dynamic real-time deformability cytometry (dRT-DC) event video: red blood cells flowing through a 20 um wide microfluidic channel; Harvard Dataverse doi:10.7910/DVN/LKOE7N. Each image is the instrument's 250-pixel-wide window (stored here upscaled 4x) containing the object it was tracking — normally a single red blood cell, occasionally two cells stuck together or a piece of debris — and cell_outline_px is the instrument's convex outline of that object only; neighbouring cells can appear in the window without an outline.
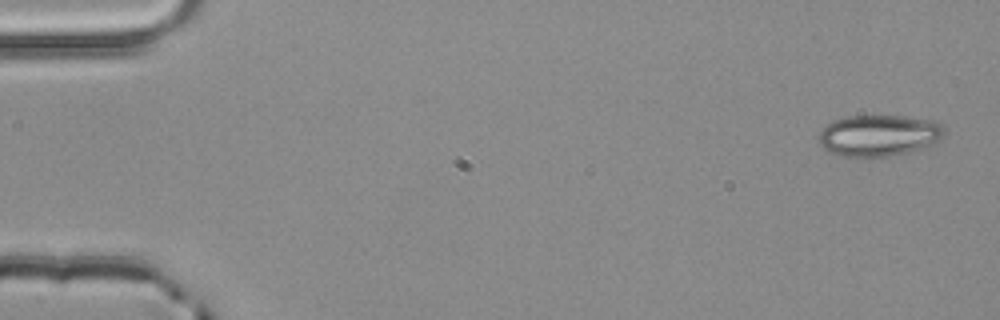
{"species": "common noctule bat (a hibernating species)", "species_latin": "Nyctalus noctula", "temperature_condition": "room temperature", "stored_images_in_passage": 4, "camera_frame_rate_fps": 3000, "um_per_image_px": 0.085, "animal": {"sex": "male", "body_mass_g": 20.4}, "frame": {"image": 1, "passage_image": 1, "time_ms": 0.0, "image_size_px": [1000, 320], "cell_outline_px": [[944, 136], [920, 148], [908, 152], [872, 160], [844, 156], [828, 152], [820, 144], [820, 132], [832, 120], [848, 116], [904, 116], [936, 120], [944, 124]], "centroid_in_image_um": [74.7, 11.53], "position_along_channel_um": 10.3, "area_um2": 30.69}}